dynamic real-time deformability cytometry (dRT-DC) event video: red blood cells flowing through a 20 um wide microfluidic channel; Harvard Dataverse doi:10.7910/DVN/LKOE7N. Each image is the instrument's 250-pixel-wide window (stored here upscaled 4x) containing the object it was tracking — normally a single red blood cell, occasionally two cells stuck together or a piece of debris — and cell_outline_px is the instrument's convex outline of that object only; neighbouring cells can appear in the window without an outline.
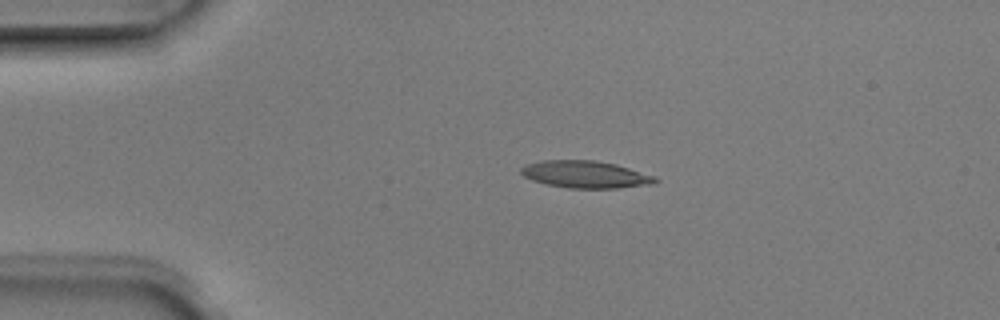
{"species": "Egyptian fruit bat (a non-hibernating species)", "species_latin": "Rousettus aegyptiacus", "temperature_condition": "room temperature", "stored_images_in_passage": 4, "camera_frame_rate_fps": 3000, "um_per_image_px": 0.085, "animal": {"sex": "male"}, "frame": {"image": 1, "passage_image": 3, "time_ms": 0.667, "image_size_px": [1000, 320], "cell_outline_px": [[660, 180], [656, 184], [620, 188], [568, 188], [548, 184], [532, 180], [524, 176], [520, 172], [520, 168], [524, 164], [544, 160], [596, 160], [616, 164], [656, 176]], "centroid_in_image_um": [49.8, 14.82], "position_along_channel_um": 35.2, "area_um2": 21.5}}